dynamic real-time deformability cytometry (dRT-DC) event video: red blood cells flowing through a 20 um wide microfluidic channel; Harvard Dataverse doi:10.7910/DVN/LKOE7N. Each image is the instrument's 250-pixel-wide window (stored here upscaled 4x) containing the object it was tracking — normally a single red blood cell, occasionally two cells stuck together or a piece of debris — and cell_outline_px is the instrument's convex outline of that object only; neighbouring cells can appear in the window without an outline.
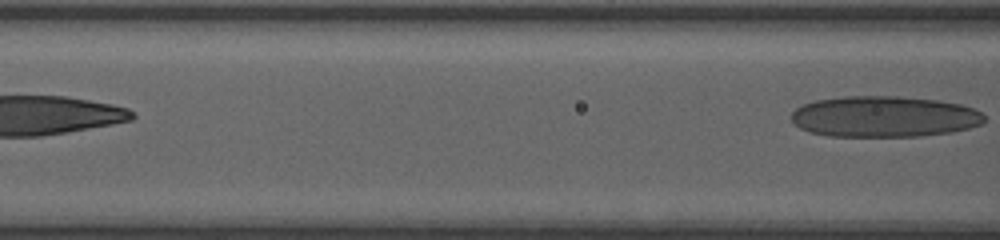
{"species": "human", "species_latin": "Homo sapiens", "temperature_condition": "room temperature", "stored_images_in_passage": 6, "segment_of_instrument_passage": [2, 2], "camera_frame_rate_fps": 3000, "um_per_image_px": 0.085, "donor": {"sex": "female"}, "frame": {"image": 1, "passage_image": 6, "time_ms": 1.667, "image_size_px": [1000, 240], "cell_outline_px": [[984, 120], [980, 124], [968, 128], [952, 132], [916, 136], [828, 136], [808, 132], [800, 128], [792, 120], [792, 112], [796, 108], [804, 104], [816, 100], [844, 96], [896, 96], [936, 100], [960, 104], [972, 108], [980, 112], [984, 116]], "centroid_in_image_um": [75.12, 9.91], "position_along_channel_um": 91.5, "area_um2": 45.95}}